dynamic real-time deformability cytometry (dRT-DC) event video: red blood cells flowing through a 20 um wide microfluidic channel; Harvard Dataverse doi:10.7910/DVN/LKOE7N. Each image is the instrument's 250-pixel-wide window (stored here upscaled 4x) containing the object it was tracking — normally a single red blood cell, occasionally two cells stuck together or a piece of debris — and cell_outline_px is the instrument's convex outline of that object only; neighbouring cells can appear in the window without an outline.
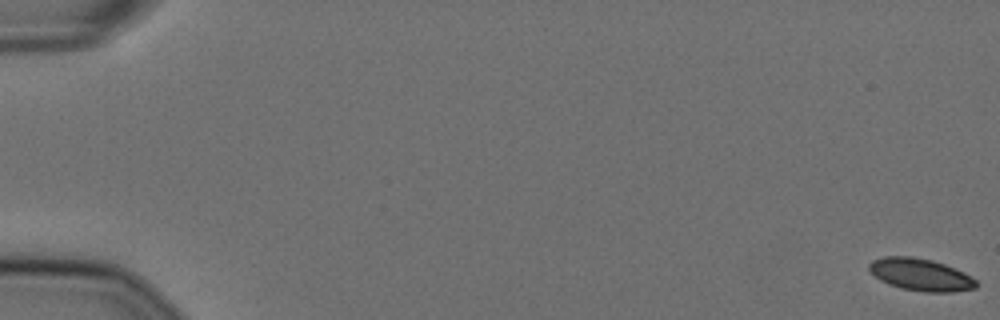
{"species": "Egyptian fruit bat (a non-hibernating species)", "species_latin": "Rousettus aegyptiacus", "temperature_condition": "cold", "stored_images_in_passage": 14, "camera_frame_rate_fps": 3000, "um_per_image_px": 0.085, "animal": {"sex": "female"}, "frame": {"image": 1, "passage_image": 1, "time_ms": 0.0, "image_size_px": [1000, 320], "cell_outline_px": [[980, 284], [976, 288], [952, 292], [924, 292], [900, 288], [888, 284], [880, 280], [868, 268], [868, 264], [872, 260], [884, 256], [912, 256], [932, 260], [944, 264], [964, 272], [972, 276]], "centroid_in_image_um": [78.27, 23.34], "position_along_channel_um": 6.7, "area_um2": 20.29}}